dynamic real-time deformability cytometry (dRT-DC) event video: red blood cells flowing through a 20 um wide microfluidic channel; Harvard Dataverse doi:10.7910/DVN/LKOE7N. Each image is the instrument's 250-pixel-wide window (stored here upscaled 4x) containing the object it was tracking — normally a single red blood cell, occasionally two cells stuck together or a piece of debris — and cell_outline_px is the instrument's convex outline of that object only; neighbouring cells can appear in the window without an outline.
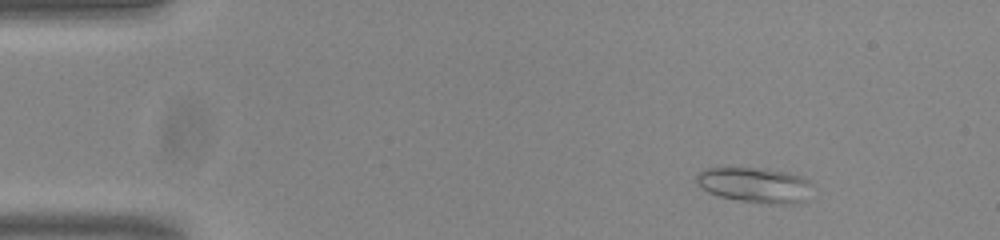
{"species": "common noctule bat (a hibernating species)", "species_latin": "Nyctalus noctula", "temperature_condition": "room temperature", "stored_images_in_passage": 48, "camera_frame_rate_fps": 3000, "um_per_image_px": 0.085, "animal": {"sex": "male", "body_mass_g": 20.0, "forearm_length_mm": 53.3}, "frame": {"image": 1, "passage_image": 1, "time_ms": 0.0, "image_size_px": [1000, 240], "cell_outline_px": [[812, 184], [808, 200], [804, 204], [772, 204], [740, 200], [720, 196], [708, 192], [696, 180], [696, 176], [700, 172], [708, 168], [768, 168], [788, 172], [800, 176], [808, 180]], "centroid_in_image_um": [64.28, 15.73], "position_along_channel_um": 20.7, "area_um2": 23.93}}
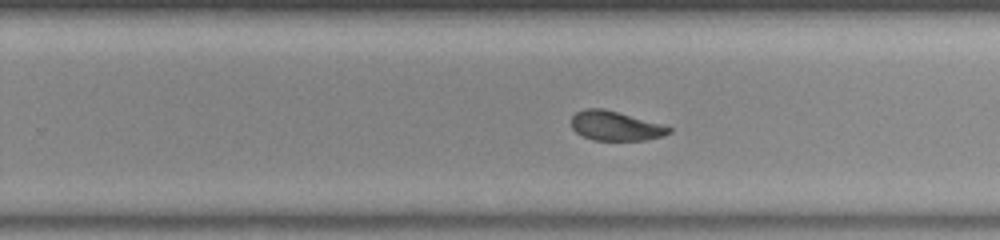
{"frame": {"image": 2, "passage_image": 28, "time_ms": 9.0, "image_size_px": [1000, 240], "cell_outline_px": [[672, 132], [664, 136], [644, 140], [592, 140], [576, 132], [572, 128], [572, 116], [576, 112], [588, 108], [604, 108], [660, 124], [672, 128]], "centroid_in_image_um": [52.31, 10.7], "position_along_channel_um": 277.5, "area_um2": 16.59}}
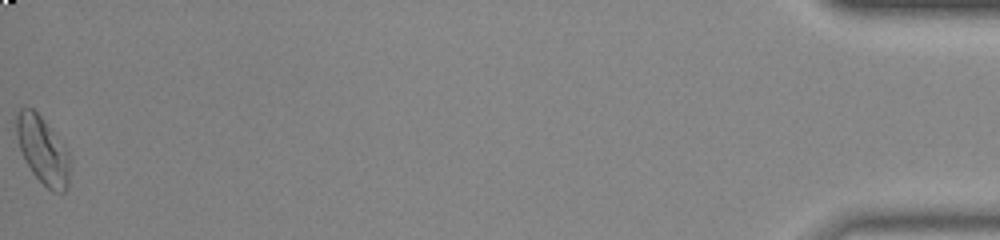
{"frame": {"image": 3, "passage_image": 48, "time_ms": 15.667, "image_size_px": [1000, 240], "cell_outline_px": [[68, 188], [64, 192], [52, 192], [32, 172], [24, 160], [16, 136], [16, 116], [20, 108], [32, 108], [44, 120], [68, 152]], "centroid_in_image_um": [3.6, 12.78], "position_along_channel_um": 431.6, "area_um2": 20.52}, "authors_computed_cell_mechanics": {"area_um2": 18.2937, "velocity_mm_per_s": 3.8123, "shape_relaxation_time_tau1_ms": null, "shape_relaxation_time_tau2_ms": 1.7427, "deformation_change_tau1": null, "deformation_change_tau2": 0.0765}}